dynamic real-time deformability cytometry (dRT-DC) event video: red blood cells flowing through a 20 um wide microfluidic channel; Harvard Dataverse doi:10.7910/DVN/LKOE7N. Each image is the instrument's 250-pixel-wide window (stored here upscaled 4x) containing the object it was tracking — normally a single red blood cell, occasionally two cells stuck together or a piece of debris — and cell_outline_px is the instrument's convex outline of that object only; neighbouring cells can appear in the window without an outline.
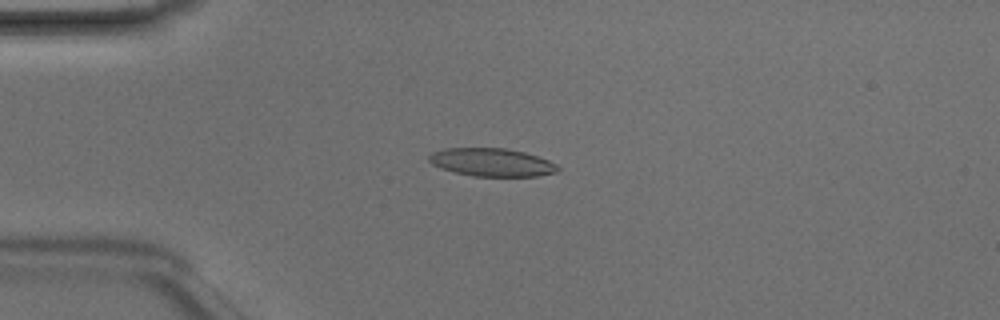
{"species": "Egyptian fruit bat (a non-hibernating species)", "species_latin": "Rousettus aegyptiacus", "temperature_condition": "room temperature", "stored_images_in_passage": 42, "camera_frame_rate_fps": 3000, "um_per_image_px": 0.085, "animal": {"sex": "male"}, "frame": {"image": 1, "passage_image": 6, "time_ms": 1.667, "image_size_px": [1000, 320], "cell_outline_px": [[560, 168], [556, 172], [536, 176], [472, 176], [440, 168], [432, 164], [428, 160], [428, 156], [432, 152], [444, 148], [504, 148], [524, 152], [548, 160], [556, 164]], "centroid_in_image_um": [41.77, 13.79], "position_along_channel_um": 43.2, "area_um2": 20.98}}
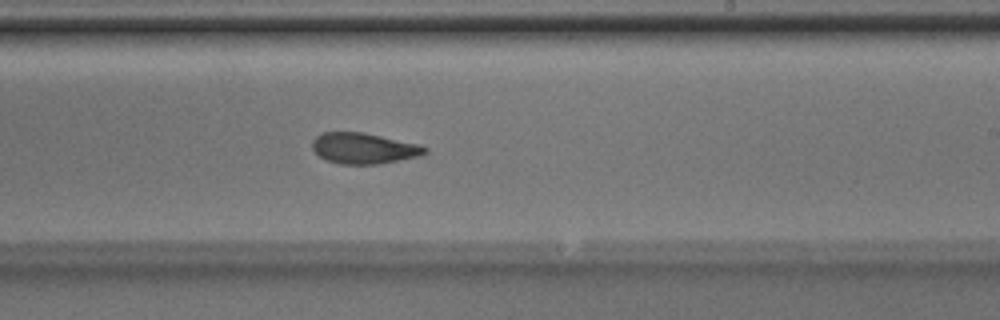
{"frame": {"image": 2, "passage_image": 23, "time_ms": 7.333, "image_size_px": [1000, 320], "cell_outline_px": [[428, 152], [420, 156], [376, 164], [340, 164], [324, 160], [312, 148], [312, 140], [316, 136], [324, 132], [364, 132], [420, 144], [428, 148]], "centroid_in_image_um": [30.93, 12.6], "position_along_channel_um": 258.1, "area_um2": 20.35}}
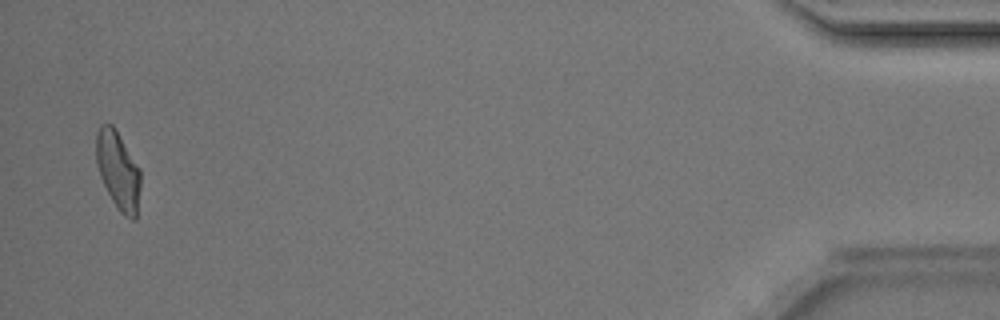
{"frame": {"image": 3, "passage_image": 41, "time_ms": 13.333, "image_size_px": [1000, 320], "cell_outline_px": [[140, 188], [136, 220], [132, 220], [124, 216], [116, 208], [100, 176], [96, 160], [96, 132], [100, 124], [112, 124], [140, 168]], "centroid_in_image_um": [10.04, 14.51], "position_along_channel_um": 425.2, "area_um2": 20.17}, "authors_computed_cell_mechanics": {"area_um2": 20.5768, "velocity_mm_per_s": 4.2069, "shape_relaxation_time_tau1_ms": 8.4907, "shape_relaxation_time_tau2_ms": 2.7208, "deformation_change_tau1": 0.2141, "deformation_change_tau2": 0.102}}